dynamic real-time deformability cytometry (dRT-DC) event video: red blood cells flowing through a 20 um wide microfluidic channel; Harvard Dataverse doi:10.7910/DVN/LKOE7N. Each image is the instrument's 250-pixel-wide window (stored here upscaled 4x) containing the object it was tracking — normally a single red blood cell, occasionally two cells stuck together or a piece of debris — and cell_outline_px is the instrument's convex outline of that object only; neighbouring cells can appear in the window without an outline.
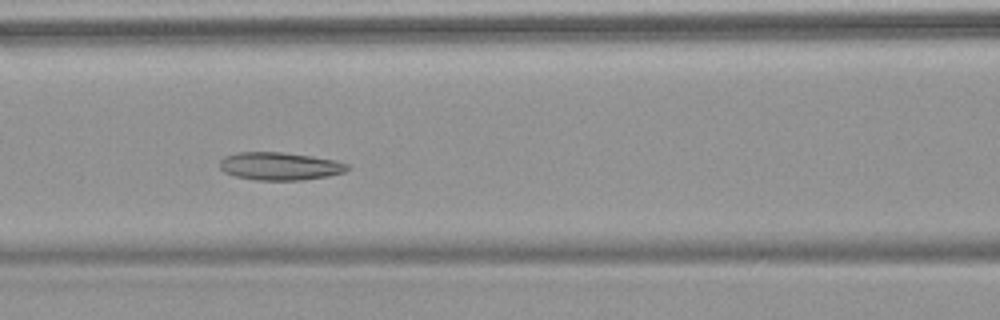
{"species": "common noctule bat (a hibernating species)", "species_latin": "Nyctalus noctula", "temperature_condition": "warm", "stored_images_in_passage": 7, "camera_frame_rate_fps": 3000, "um_per_image_px": 0.085, "animal": {"sex": "female", "body_mass_g": 18.4}, "frame": {"image": 1, "passage_image": 4, "time_ms": 3.667, "image_size_px": [1000, 320], "cell_outline_px": [[352, 168], [344, 172], [328, 176], [304, 180], [256, 180], [236, 176], [224, 172], [220, 168], [220, 160], [224, 156], [236, 152], [284, 152], [312, 156], [336, 160], [348, 164]], "centroid_in_image_um": [23.81, 14.12], "position_along_channel_um": 142.8, "area_um2": 20.92}}
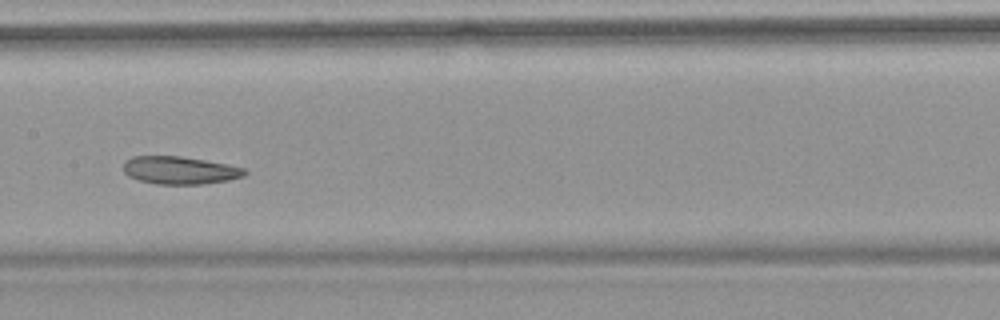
{"frame": {"image": 2, "passage_image": 5, "time_ms": 5.0, "image_size_px": [1000, 320], "cell_outline_px": [[248, 172], [244, 176], [228, 180], [204, 184], [156, 184], [140, 180], [128, 176], [124, 172], [124, 160], [132, 156], [180, 156], [228, 164], [244, 168]], "centroid_in_image_um": [15.28, 14.47], "position_along_channel_um": 192.1, "area_um2": 19.65}}
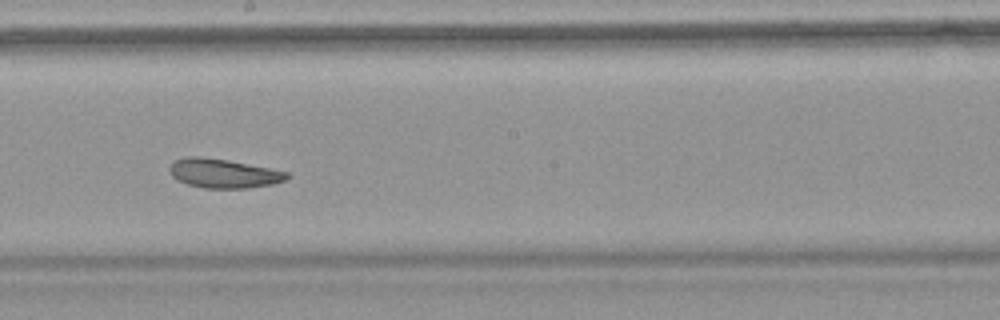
{"frame": {"image": 3, "passage_image": 6, "time_ms": 6.0, "image_size_px": [1000, 320], "cell_outline_px": [[292, 176], [284, 180], [272, 184], [248, 188], [204, 188], [188, 184], [176, 180], [168, 172], [168, 168], [176, 160], [188, 156], [200, 156], [228, 160], [288, 172]], "centroid_in_image_um": [18.97, 14.74], "position_along_channel_um": 229.2, "area_um2": 19.88}}